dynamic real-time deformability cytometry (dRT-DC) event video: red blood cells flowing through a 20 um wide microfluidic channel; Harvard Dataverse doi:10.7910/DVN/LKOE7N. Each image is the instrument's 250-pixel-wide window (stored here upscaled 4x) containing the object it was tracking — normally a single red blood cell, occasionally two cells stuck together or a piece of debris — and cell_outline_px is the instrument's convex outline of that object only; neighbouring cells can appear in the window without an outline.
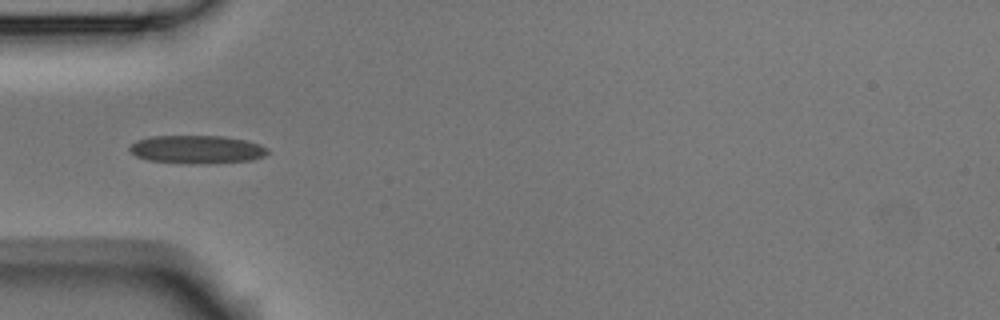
{"species": "Egyptian fruit bat (a non-hibernating species)", "species_latin": "Rousettus aegyptiacus", "temperature_condition": "room temperature", "stored_images_in_passage": 7, "camera_frame_rate_fps": 3000, "um_per_image_px": 0.085, "animal": {"sex": "male"}, "frame": {"image": 1, "passage_image": 4, "time_ms": 1.0, "image_size_px": [1000, 320], "cell_outline_px": [[268, 152], [264, 156], [252, 160], [204, 164], [188, 164], [148, 160], [136, 156], [128, 152], [128, 148], [136, 140], [152, 136], [224, 136], [244, 140], [260, 144], [268, 148]], "centroid_in_image_um": [16.71, 12.71], "position_along_channel_um": 68.3, "area_um2": 22.89}}
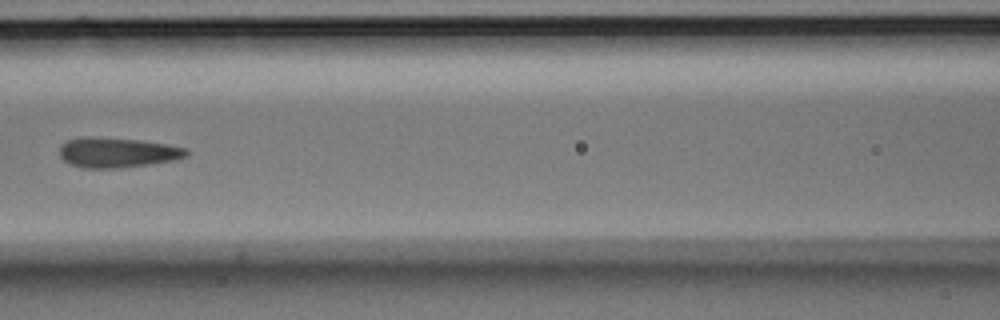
{"frame": {"image": 2, "passage_image": 6, "time_ms": 1.667, "image_size_px": [1000, 320], "cell_outline_px": [[188, 156], [176, 160], [152, 164], [116, 168], [84, 168], [72, 164], [64, 160], [60, 156], [60, 144], [68, 140], [84, 136], [96, 136], [140, 140], [188, 148]], "centroid_in_image_um": [9.98, 12.95], "position_along_channel_um": 156.6, "area_um2": 22.37}}
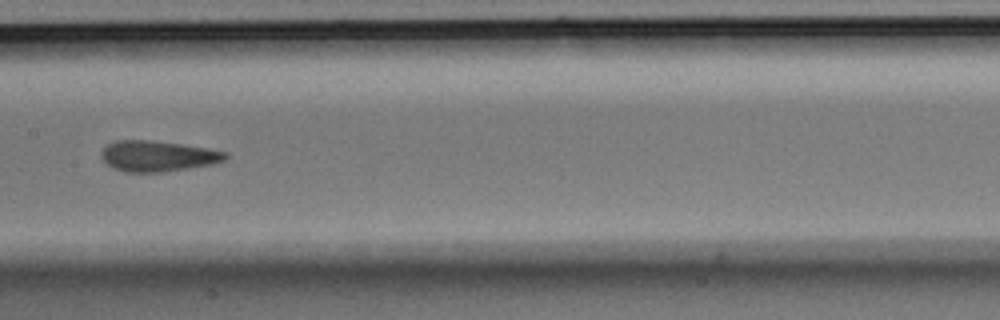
{"frame": {"image": 3, "passage_image": 7, "time_ms": 2.0, "image_size_px": [1000, 320], "cell_outline_px": [[228, 156], [224, 160], [212, 164], [164, 172], [124, 172], [112, 168], [100, 156], [104, 148], [108, 144], [116, 140], [148, 140], [180, 144], [228, 152]], "centroid_in_image_um": [13.39, 13.27], "position_along_channel_um": 194.0, "area_um2": 22.02}}